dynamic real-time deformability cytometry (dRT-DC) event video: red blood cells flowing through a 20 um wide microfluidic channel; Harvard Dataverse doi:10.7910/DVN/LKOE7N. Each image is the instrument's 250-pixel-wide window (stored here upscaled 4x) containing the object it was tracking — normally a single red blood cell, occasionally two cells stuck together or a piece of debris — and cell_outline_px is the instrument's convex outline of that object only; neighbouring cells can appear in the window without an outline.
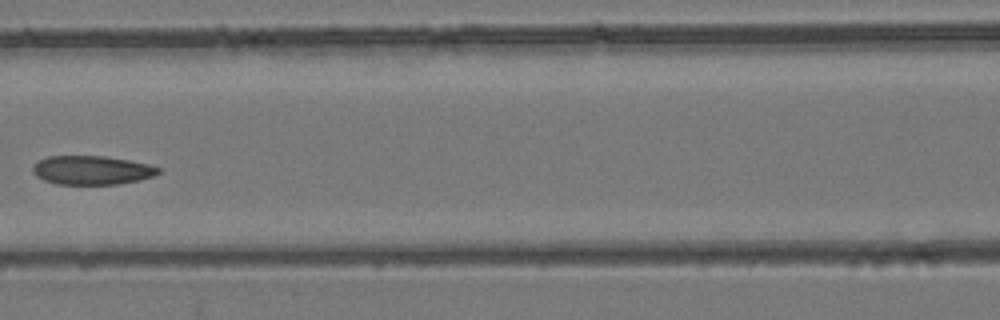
{"species": "common noctule bat (a hibernating species)", "species_latin": "Nyctalus noctula", "temperature_condition": "room temperature", "stored_images_in_passage": 7, "camera_frame_rate_fps": 3000, "um_per_image_px": 0.085, "animal": {"sex": "female", "body_mass_g": 24.6, "forearm_length_mm": 56.2}, "frame": {"image": 1, "passage_image": 6, "time_ms": 1.667, "image_size_px": [1000, 320], "cell_outline_px": [[160, 172], [152, 176], [140, 180], [116, 184], [56, 184], [44, 180], [36, 176], [32, 172], [32, 168], [40, 160], [48, 156], [104, 156], [152, 164], [160, 168]], "centroid_in_image_um": [7.82, 14.46], "position_along_channel_um": 158.8, "area_um2": 21.1}}
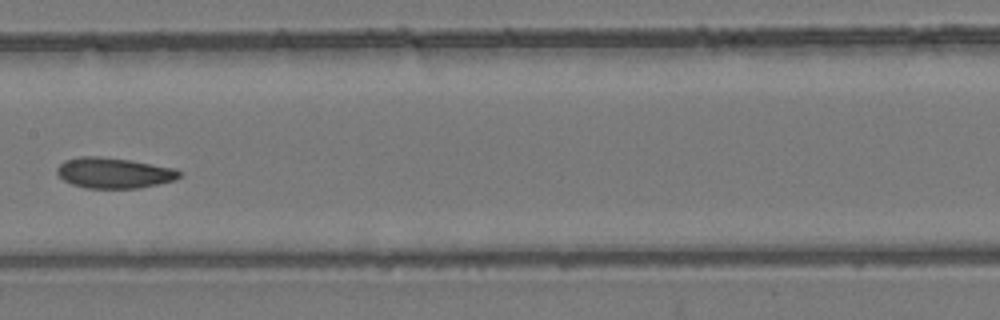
{"frame": {"image": 2, "passage_image": 7, "time_ms": 2.0, "image_size_px": [1000, 320], "cell_outline_px": [[184, 172], [176, 180], [140, 188], [88, 188], [72, 184], [64, 180], [56, 172], [56, 168], [64, 160], [80, 156], [100, 156], [128, 160], [172, 168]], "centroid_in_image_um": [9.68, 14.7], "position_along_channel_um": 197.7, "area_um2": 21.73}}